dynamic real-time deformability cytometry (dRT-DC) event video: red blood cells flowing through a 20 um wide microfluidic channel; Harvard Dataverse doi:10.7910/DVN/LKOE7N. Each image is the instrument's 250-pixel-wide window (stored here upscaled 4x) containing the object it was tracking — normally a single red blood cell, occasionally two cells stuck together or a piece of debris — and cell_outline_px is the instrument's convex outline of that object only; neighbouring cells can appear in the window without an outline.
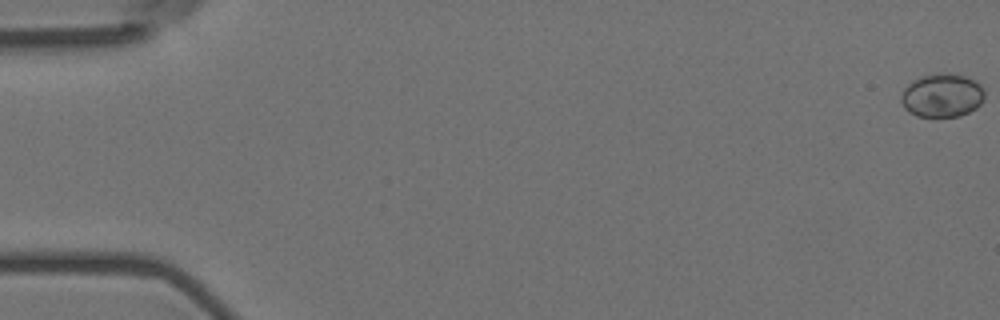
{"species": "Egyptian fruit bat (a non-hibernating species)", "species_latin": "Rousettus aegyptiacus", "temperature_condition": "room temperature", "stored_images_in_passage": 6, "camera_frame_rate_fps": 3000, "um_per_image_px": 0.085, "animal": {"sex": "female"}, "frame": {"image": 1, "passage_image": 1, "time_ms": 0.0, "image_size_px": [1000, 320], "cell_outline_px": [[984, 100], [976, 108], [960, 116], [916, 116], [904, 108], [900, 100], [900, 96], [904, 88], [912, 80], [924, 76], [964, 76], [976, 80], [984, 88]], "centroid_in_image_um": [80.08, 8.15], "position_along_channel_um": 4.9, "area_um2": 20.69}}
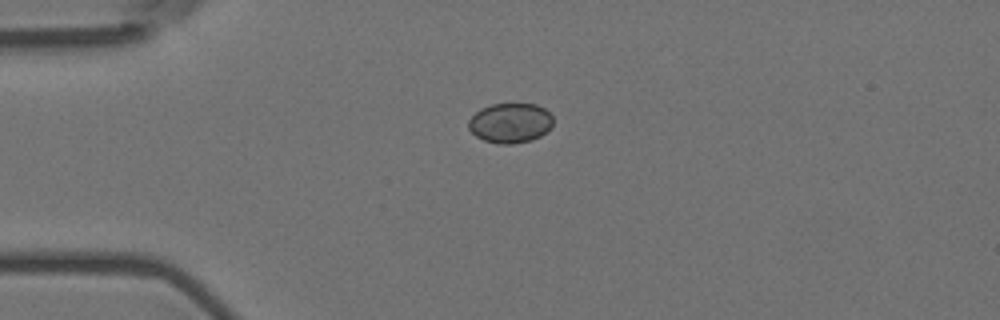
{"frame": {"image": 2, "passage_image": 5, "time_ms": 1.333, "image_size_px": [1000, 320], "cell_outline_px": [[552, 128], [540, 136], [532, 140], [512, 144], [496, 144], [484, 140], [476, 136], [468, 128], [468, 120], [480, 108], [492, 104], [536, 104], [544, 108], [552, 116]], "centroid_in_image_um": [43.37, 10.46], "position_along_channel_um": 41.6, "area_um2": 19.77}}